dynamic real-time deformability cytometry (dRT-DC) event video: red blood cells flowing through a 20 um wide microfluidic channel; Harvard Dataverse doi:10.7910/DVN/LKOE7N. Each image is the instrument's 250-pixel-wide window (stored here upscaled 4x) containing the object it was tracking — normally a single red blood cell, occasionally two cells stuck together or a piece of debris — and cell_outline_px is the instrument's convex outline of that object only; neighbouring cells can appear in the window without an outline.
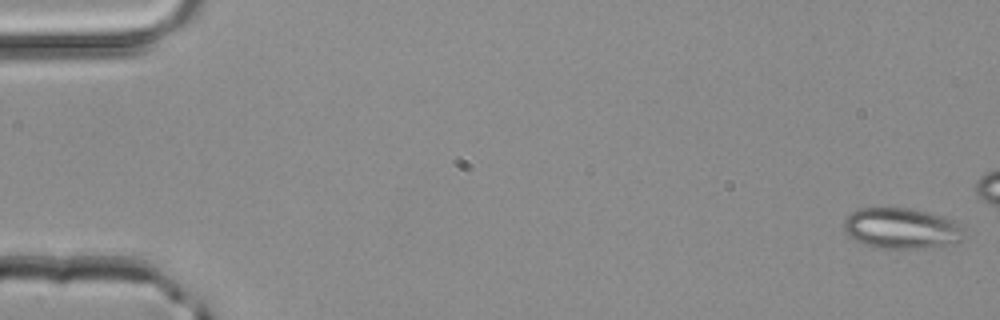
{"species": "common noctule bat (a hibernating species)", "species_latin": "Nyctalus noctula", "temperature_condition": "room temperature", "stored_images_in_passage": 12, "camera_frame_rate_fps": 3000, "um_per_image_px": 0.085, "animal": {"sex": "male", "body_mass_g": 20.4}, "frame": {"image": 1, "passage_image": 1, "time_ms": 0.0, "image_size_px": [1000, 320], "cell_outline_px": [[964, 240], [940, 248], [872, 248], [856, 240], [844, 232], [844, 220], [852, 212], [860, 208], [908, 208], [928, 212], [952, 220], [960, 224], [964, 228]], "centroid_in_image_um": [76.67, 19.43], "position_along_channel_um": 8.3, "area_um2": 28.9}}